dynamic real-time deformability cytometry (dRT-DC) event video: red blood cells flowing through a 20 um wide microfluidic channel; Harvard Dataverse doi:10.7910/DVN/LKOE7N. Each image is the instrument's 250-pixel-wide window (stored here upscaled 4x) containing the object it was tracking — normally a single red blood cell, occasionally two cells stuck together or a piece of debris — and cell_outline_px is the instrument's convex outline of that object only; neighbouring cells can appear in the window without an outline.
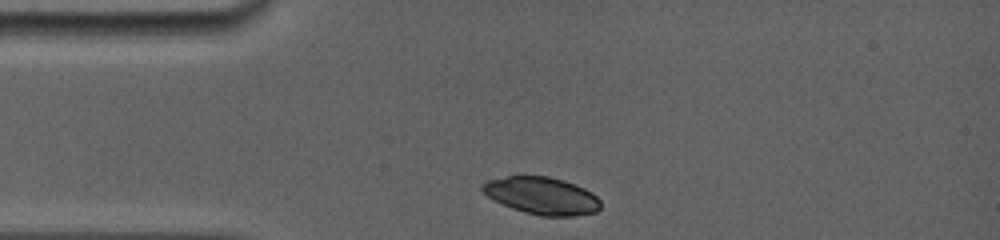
{"species": "common noctule bat (a hibernating species)", "species_latin": "Nyctalus noctula", "temperature_condition": "room temperature", "stored_images_in_passage": 2, "camera_frame_rate_fps": 5000, "um_per_image_px": 0.085, "animal": {"sex": "female", "body_mass_g": 19.0, "forearm_length_mm": 56.7}, "frame": {"image": 1, "passage_image": 1, "time_ms": 0.0, "image_size_px": [1000, 240], "cell_outline_px": [[600, 208], [596, 212], [576, 216], [540, 216], [524, 212], [512, 208], [492, 200], [480, 188], [480, 184], [488, 180], [508, 176], [548, 176], [564, 180], [584, 188], [592, 192], [600, 200]], "centroid_in_image_um": [46.05, 16.64], "position_along_channel_um": 39.0, "area_um2": 25.84}}